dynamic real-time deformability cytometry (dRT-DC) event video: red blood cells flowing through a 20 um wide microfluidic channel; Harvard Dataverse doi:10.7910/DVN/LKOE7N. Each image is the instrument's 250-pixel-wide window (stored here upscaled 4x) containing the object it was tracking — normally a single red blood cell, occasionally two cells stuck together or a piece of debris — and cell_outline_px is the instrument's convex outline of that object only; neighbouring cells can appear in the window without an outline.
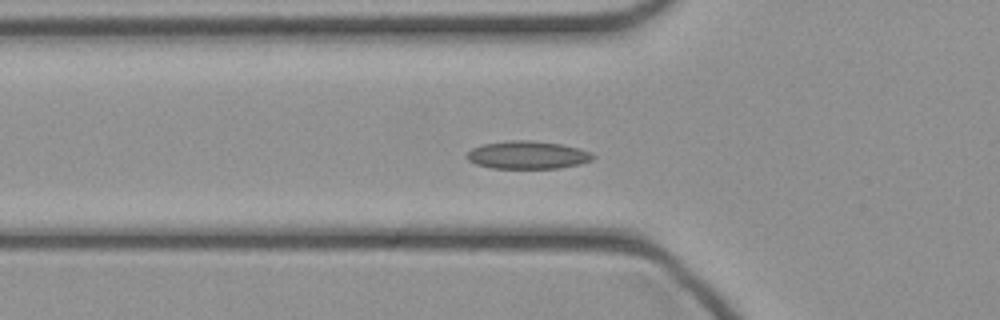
{"species": "common noctule bat (a hibernating species)", "species_latin": "Nyctalus noctula", "temperature_condition": "cold", "stored_images_in_passage": 48, "camera_frame_rate_fps": 3000, "um_per_image_px": 0.085, "animal": {"sex": "female", "body_mass_g": 21.9}, "frame": {"image": 1, "passage_image": 16, "time_ms": 5.0, "image_size_px": [1000, 320], "cell_outline_px": [[596, 156], [592, 160], [580, 164], [560, 168], [492, 168], [476, 164], [468, 160], [464, 156], [472, 148], [484, 144], [508, 140], [532, 140], [560, 144], [580, 148], [592, 152]], "centroid_in_image_um": [44.86, 13.17], "position_along_channel_um": 80.9, "area_um2": 20.63}}
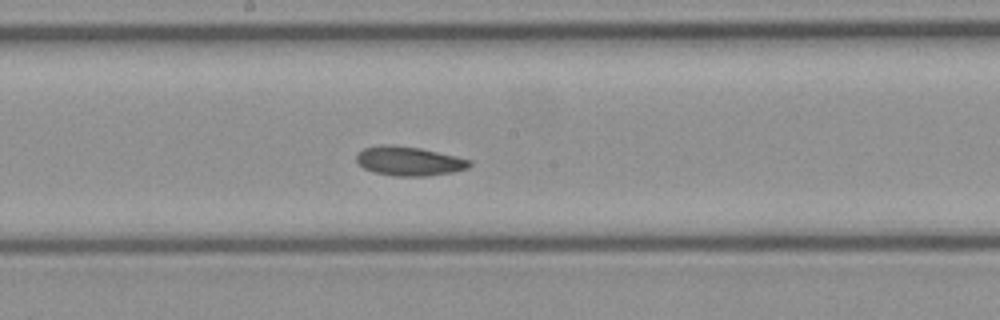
{"frame": {"image": 2, "passage_image": 25, "time_ms": 8.0, "image_size_px": [1000, 320], "cell_outline_px": [[472, 164], [468, 168], [452, 172], [428, 176], [396, 176], [372, 172], [364, 168], [356, 160], [356, 156], [364, 148], [380, 144], [396, 144], [420, 148], [456, 156], [472, 160]], "centroid_in_image_um": [34.77, 13.68], "position_along_channel_um": 213.4, "area_um2": 19.36}}
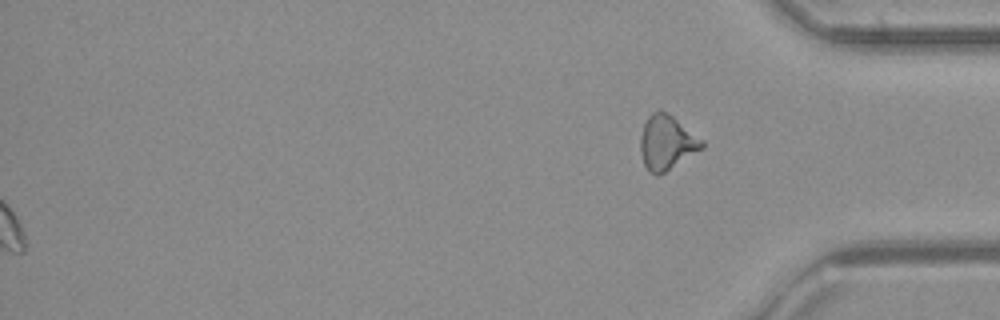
{"frame": {"image": 3, "passage_image": 48, "time_ms": 15.667, "image_size_px": [1000, 320], "cell_outline_px": [[704, 148], [660, 176], [656, 176], [648, 172], [644, 164], [640, 152], [640, 136], [644, 124], [648, 116], [652, 112], [660, 108], [672, 116], [704, 140]], "centroid_in_image_um": [56.67, 12.14], "position_along_channel_um": 378.5, "area_um2": 19.88}}